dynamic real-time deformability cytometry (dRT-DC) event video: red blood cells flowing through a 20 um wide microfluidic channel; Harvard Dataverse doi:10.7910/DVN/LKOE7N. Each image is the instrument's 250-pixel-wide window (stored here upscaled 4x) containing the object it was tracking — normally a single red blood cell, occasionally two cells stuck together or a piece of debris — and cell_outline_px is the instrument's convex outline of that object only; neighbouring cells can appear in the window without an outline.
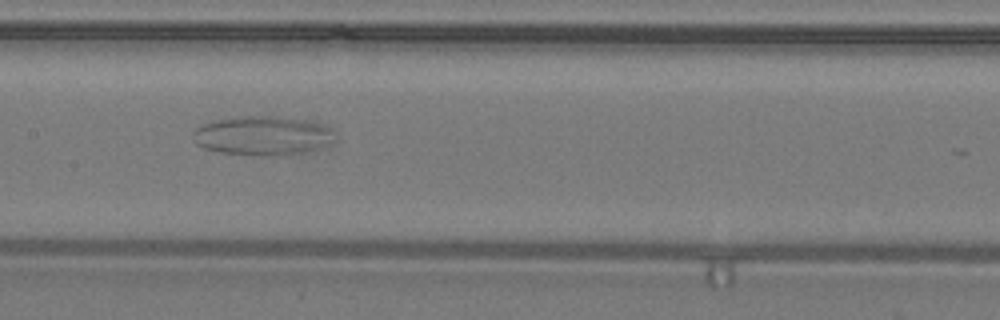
{"species": "common noctule bat (a hibernating species)", "species_latin": "Nyctalus noctula", "temperature_condition": "warm", "stored_images_in_passage": 14, "camera_frame_rate_fps": 3000, "um_per_image_px": 0.085, "animal": {"sex": "male", "body_mass_g": 19.2, "forearm_length_mm": 51.8}, "frame": {"image": 1, "passage_image": 11, "time_ms": 3.333, "image_size_px": [1000, 320], "cell_outline_px": [[328, 132], [324, 144], [316, 148], [300, 152], [268, 156], [260, 156], [220, 152], [204, 148], [196, 144], [192, 136], [192, 132], [196, 128], [204, 124], [216, 120], [244, 116], [280, 116], [304, 120], [328, 128]], "centroid_in_image_um": [22.12, 11.53], "position_along_channel_um": 185.3, "area_um2": 31.1}}